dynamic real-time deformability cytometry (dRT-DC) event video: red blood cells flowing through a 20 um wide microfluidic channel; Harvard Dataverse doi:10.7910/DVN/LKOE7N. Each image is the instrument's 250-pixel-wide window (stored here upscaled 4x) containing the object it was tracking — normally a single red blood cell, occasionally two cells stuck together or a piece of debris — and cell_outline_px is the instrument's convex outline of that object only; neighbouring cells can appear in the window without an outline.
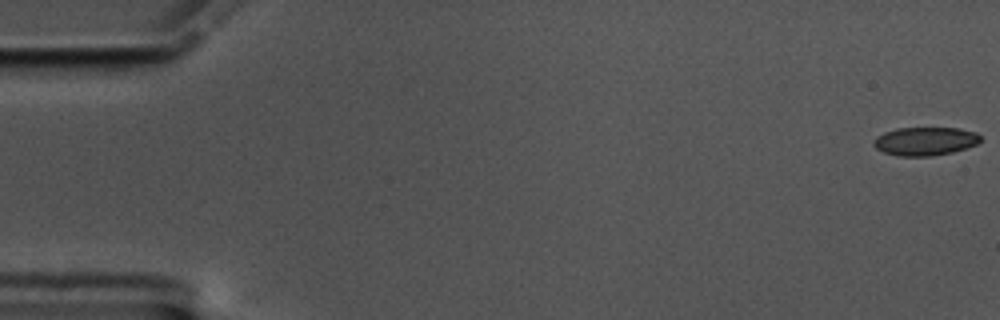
{"species": "common noctule bat (a hibernating species)", "species_latin": "Nyctalus noctula", "temperature_condition": "cold", "stored_images_in_passage": 58, "camera_frame_rate_fps": 3000, "um_per_image_px": 0.085, "animal": {"sex": "male", "body_mass_g": 17.5, "forearm_length_mm": 52.3}, "frame": {"image": 1, "passage_image": 1, "time_ms": 0.0, "image_size_px": [1000, 320], "cell_outline_px": [[980, 140], [976, 144], [952, 152], [932, 156], [896, 156], [884, 152], [876, 148], [872, 144], [872, 140], [876, 136], [884, 132], [896, 128], [960, 128], [976, 132], [980, 136]], "centroid_in_image_um": [78.59, 12.0], "position_along_channel_um": 6.4, "area_um2": 17.74}}
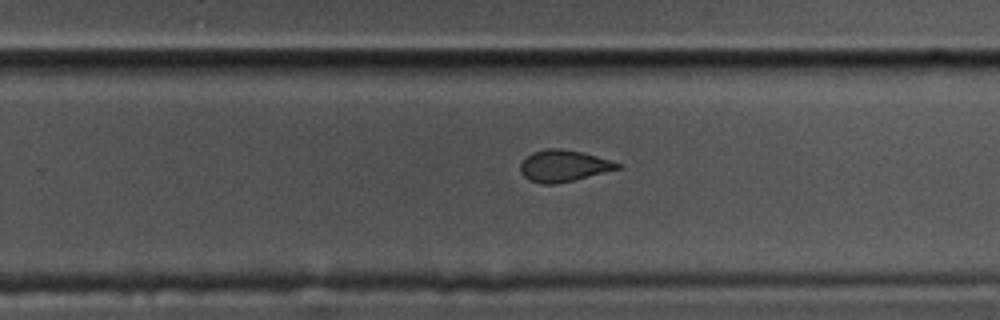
{"frame": {"image": 2, "passage_image": 37, "time_ms": 12.0, "image_size_px": [1000, 320], "cell_outline_px": [[620, 168], [556, 184], [540, 184], [528, 180], [520, 172], [520, 164], [532, 152], [548, 148], [560, 148], [580, 152], [612, 160], [620, 164]], "centroid_in_image_um": [47.86, 14.1], "position_along_channel_um": 281.9, "area_um2": 17.63}}
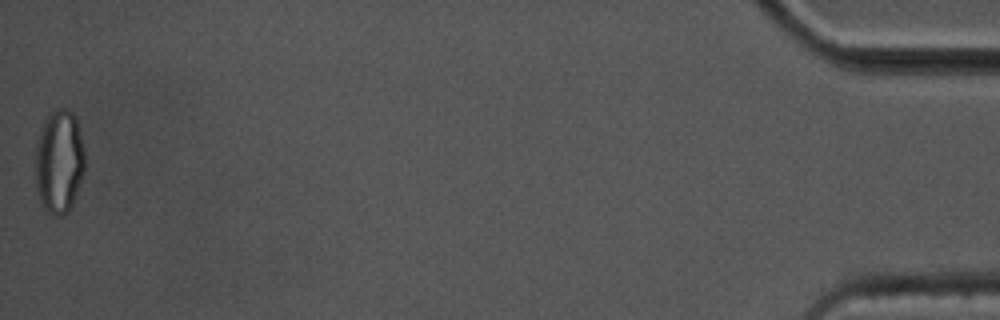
{"frame": {"image": 3, "passage_image": 58, "time_ms": 19.0, "image_size_px": [1000, 320], "cell_outline_px": [[84, 172], [72, 204], [68, 212], [64, 216], [52, 216], [40, 204], [36, 188], [36, 144], [44, 120], [48, 112], [56, 108], [64, 108], [72, 112], [76, 116], [84, 148]], "centroid_in_image_um": [5.02, 13.73], "position_along_channel_um": 430.2, "area_um2": 30.23}, "authors_computed_cell_mechanics": {"area_um2": 18.6116, "velocity_mm_per_s": 3.4973, "shape_relaxation_time_tau1_ms": null, "shape_relaxation_time_tau2_ms": 1.8353, "deformation_change_tau1": null, "deformation_change_tau2": 0.0813}}